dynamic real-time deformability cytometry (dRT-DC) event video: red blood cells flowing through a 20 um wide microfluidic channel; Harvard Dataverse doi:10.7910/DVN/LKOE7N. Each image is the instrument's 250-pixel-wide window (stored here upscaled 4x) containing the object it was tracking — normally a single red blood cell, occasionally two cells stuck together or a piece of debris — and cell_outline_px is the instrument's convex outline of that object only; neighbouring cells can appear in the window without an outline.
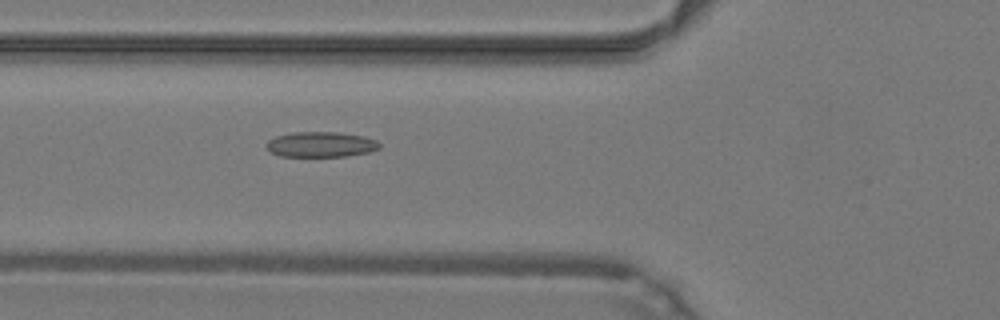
{"species": "common noctule bat (a hibernating species)", "species_latin": "Nyctalus noctula", "temperature_condition": "warm", "stored_images_in_passage": 48, "camera_frame_rate_fps": 3000, "um_per_image_px": 0.085, "animal": {"sex": "male", "body_mass_g": 19.2, "forearm_length_mm": 51.8}, "frame": {"image": 1, "passage_image": 18, "time_ms": 5.667, "image_size_px": [1000, 320], "cell_outline_px": [[380, 148], [368, 152], [348, 156], [280, 156], [272, 152], [264, 144], [268, 140], [276, 136], [292, 132], [340, 132], [364, 136], [376, 140], [380, 144]], "centroid_in_image_um": [27.28, 12.27], "position_along_channel_um": 98.5, "area_um2": 16.7}}
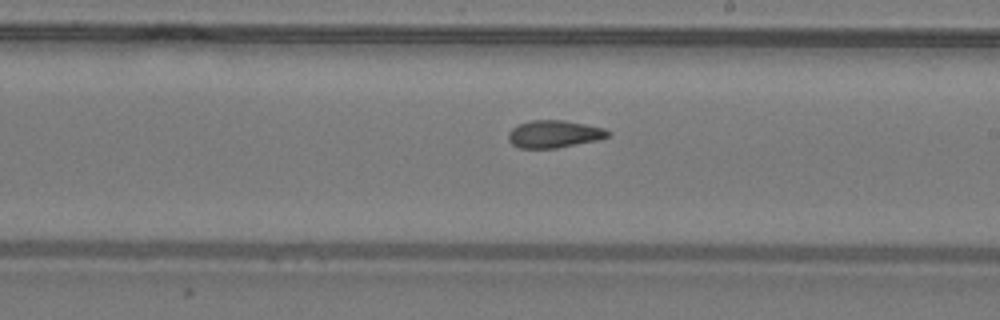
{"frame": {"image": 2, "passage_image": 28, "time_ms": 9.0, "image_size_px": [1000, 320], "cell_outline_px": [[612, 132], [608, 136], [600, 140], [556, 148], [520, 148], [512, 144], [508, 140], [508, 132], [512, 128], [520, 124], [532, 120], [564, 120], [604, 128]], "centroid_in_image_um": [47.11, 11.4], "position_along_channel_um": 241.9, "area_um2": 15.95}}
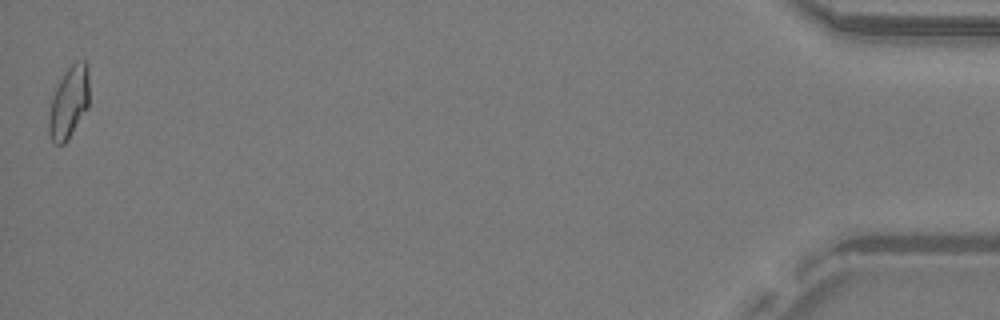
{"frame": {"image": 3, "passage_image": 48, "time_ms": 15.667, "image_size_px": [1000, 320], "cell_outline_px": [[88, 108], [68, 140], [64, 144], [52, 144], [48, 132], [48, 120], [52, 96], [64, 72], [76, 60], [84, 60], [88, 64]], "centroid_in_image_um": [5.85, 8.73], "position_along_channel_um": 429.4, "area_um2": 17.11}, "authors_computed_cell_mechanics": {"area_um2": 16.5308, "velocity_mm_per_s": 4.2915, "shape_relaxation_time_tau1_ms": null, "shape_relaxation_time_tau2_ms": 2.4795, "deformation_change_tau1": null, "deformation_change_tau2": 0.0833}}